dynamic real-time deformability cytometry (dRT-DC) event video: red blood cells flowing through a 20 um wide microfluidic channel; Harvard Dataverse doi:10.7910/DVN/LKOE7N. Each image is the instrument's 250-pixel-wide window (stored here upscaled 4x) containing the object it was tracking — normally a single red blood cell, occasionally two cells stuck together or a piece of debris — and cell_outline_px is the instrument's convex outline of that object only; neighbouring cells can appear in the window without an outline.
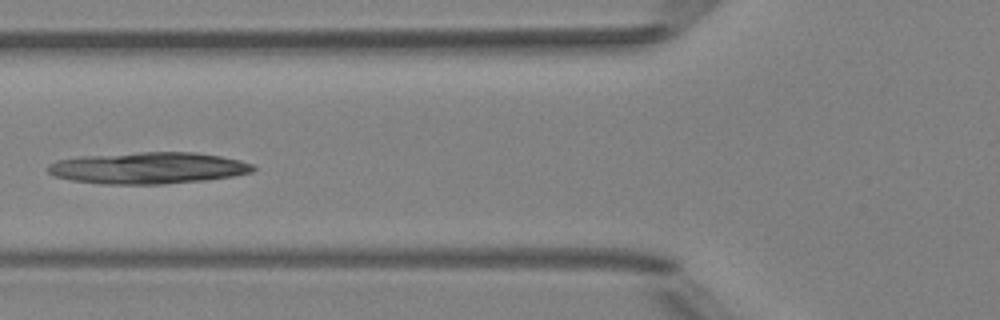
{"species": "Egyptian fruit bat (a non-hibernating species)", "species_latin": "Rousettus aegyptiacus", "temperature_condition": "room temperature", "stored_images_in_passage": 5, "camera_frame_rate_fps": 3000, "um_per_image_px": 0.085, "animal": {"sex": "female"}, "frame": {"image": 1, "passage_image": 5, "time_ms": 4.667, "image_size_px": [1000, 320], "cell_outline_px": [[256, 168], [252, 172], [232, 176], [204, 180], [164, 184], [100, 184], [72, 180], [52, 176], [48, 172], [48, 164], [60, 160], [80, 156], [140, 152], [196, 152], [220, 156], [240, 160], [252, 164]], "centroid_in_image_um": [12.58, 14.28], "position_along_channel_um": 113.2, "area_um2": 37.8}}